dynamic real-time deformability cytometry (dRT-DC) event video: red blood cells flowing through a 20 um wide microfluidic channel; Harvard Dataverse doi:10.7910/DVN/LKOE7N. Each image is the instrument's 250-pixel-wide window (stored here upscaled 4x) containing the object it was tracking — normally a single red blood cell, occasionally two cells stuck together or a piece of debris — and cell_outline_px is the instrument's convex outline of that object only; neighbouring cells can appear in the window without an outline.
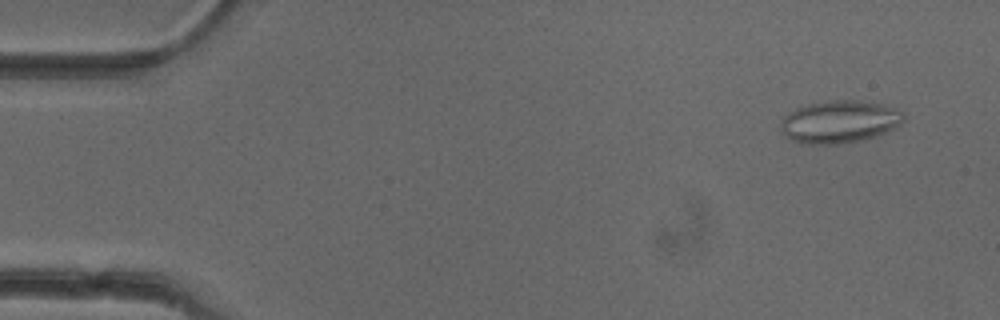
{"species": "common noctule bat (a hibernating species)", "species_latin": "Nyctalus noctula", "temperature_condition": "cold", "stored_images_in_passage": 52, "camera_frame_rate_fps": 3000, "um_per_image_px": 0.085, "animal": {"sex": "female"}, "frame": {"image": 1, "passage_image": 4, "time_ms": 1.0, "image_size_px": [1000, 320], "cell_outline_px": [[904, 120], [900, 124], [876, 136], [860, 140], [836, 144], [800, 144], [784, 136], [780, 132], [780, 120], [788, 112], [796, 108], [808, 104], [836, 100], [860, 100], [884, 104], [900, 108], [904, 112]], "centroid_in_image_um": [71.34, 10.34], "position_along_channel_um": 13.7, "area_um2": 30.81}}
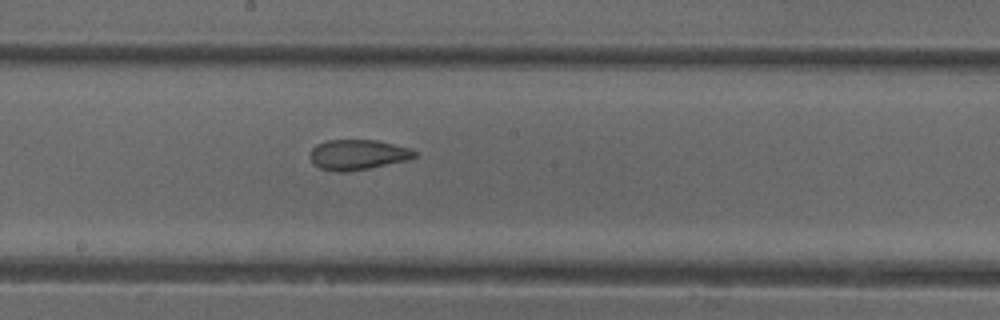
{"frame": {"image": 2, "passage_image": 28, "time_ms": 9.0, "image_size_px": [1000, 320], "cell_outline_px": [[416, 156], [408, 160], [348, 172], [336, 172], [320, 168], [312, 164], [308, 156], [312, 148], [316, 144], [328, 140], [376, 140], [408, 148], [416, 152]], "centroid_in_image_um": [30.34, 13.15], "position_along_channel_um": 217.9, "area_um2": 18.44}}
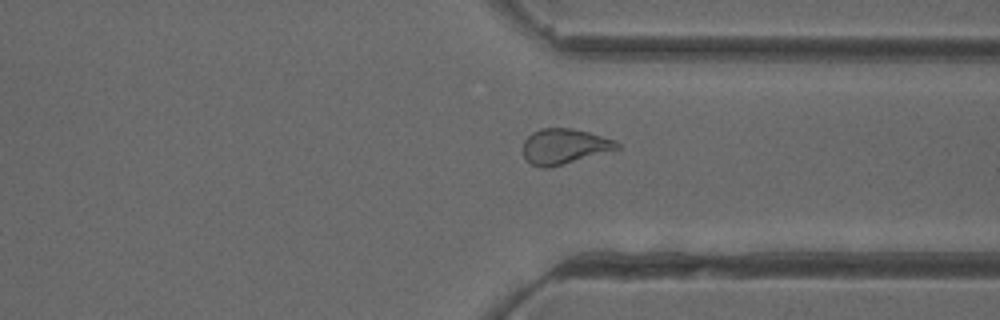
{"frame": {"image": 3, "passage_image": 39, "time_ms": 12.667, "image_size_px": [1000, 320], "cell_outline_px": [[620, 148], [560, 164], [544, 168], [532, 164], [524, 156], [524, 140], [532, 132], [540, 128], [572, 128], [588, 132], [616, 140], [620, 144]], "centroid_in_image_um": [47.96, 12.41], "position_along_channel_um": 363.4, "area_um2": 18.84}, "authors_computed_cell_mechanics": {"area_um2": 20.9236, "velocity_mm_per_s": 3.9849, "shape_relaxation_time_tau1_ms": null, "shape_relaxation_time_tau2_ms": 1.7068, "deformation_change_tau1": null, "deformation_change_tau2": 0.0735}}